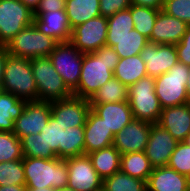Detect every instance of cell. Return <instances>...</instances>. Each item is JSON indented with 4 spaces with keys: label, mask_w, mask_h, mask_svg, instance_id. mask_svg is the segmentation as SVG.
I'll return each mask as SVG.
<instances>
[{
    "label": "cell",
    "mask_w": 190,
    "mask_h": 191,
    "mask_svg": "<svg viewBox=\"0 0 190 191\" xmlns=\"http://www.w3.org/2000/svg\"><path fill=\"white\" fill-rule=\"evenodd\" d=\"M158 124L178 142H184L190 133V103L163 108Z\"/></svg>",
    "instance_id": "20"
},
{
    "label": "cell",
    "mask_w": 190,
    "mask_h": 191,
    "mask_svg": "<svg viewBox=\"0 0 190 191\" xmlns=\"http://www.w3.org/2000/svg\"><path fill=\"white\" fill-rule=\"evenodd\" d=\"M26 102L9 92L0 90V131H14V121L22 114Z\"/></svg>",
    "instance_id": "26"
},
{
    "label": "cell",
    "mask_w": 190,
    "mask_h": 191,
    "mask_svg": "<svg viewBox=\"0 0 190 191\" xmlns=\"http://www.w3.org/2000/svg\"><path fill=\"white\" fill-rule=\"evenodd\" d=\"M8 51L6 45H0V90L2 89L4 66L7 59Z\"/></svg>",
    "instance_id": "44"
},
{
    "label": "cell",
    "mask_w": 190,
    "mask_h": 191,
    "mask_svg": "<svg viewBox=\"0 0 190 191\" xmlns=\"http://www.w3.org/2000/svg\"><path fill=\"white\" fill-rule=\"evenodd\" d=\"M128 101V87L115 77L101 86L89 99L90 104Z\"/></svg>",
    "instance_id": "30"
},
{
    "label": "cell",
    "mask_w": 190,
    "mask_h": 191,
    "mask_svg": "<svg viewBox=\"0 0 190 191\" xmlns=\"http://www.w3.org/2000/svg\"><path fill=\"white\" fill-rule=\"evenodd\" d=\"M107 30V17H95L73 28L70 42L81 53H92L106 45Z\"/></svg>",
    "instance_id": "10"
},
{
    "label": "cell",
    "mask_w": 190,
    "mask_h": 191,
    "mask_svg": "<svg viewBox=\"0 0 190 191\" xmlns=\"http://www.w3.org/2000/svg\"><path fill=\"white\" fill-rule=\"evenodd\" d=\"M30 65L37 86L38 100L52 102L73 96L49 57L32 58Z\"/></svg>",
    "instance_id": "5"
},
{
    "label": "cell",
    "mask_w": 190,
    "mask_h": 191,
    "mask_svg": "<svg viewBox=\"0 0 190 191\" xmlns=\"http://www.w3.org/2000/svg\"><path fill=\"white\" fill-rule=\"evenodd\" d=\"M128 9L131 11L134 29L149 40L160 9L133 4Z\"/></svg>",
    "instance_id": "31"
},
{
    "label": "cell",
    "mask_w": 190,
    "mask_h": 191,
    "mask_svg": "<svg viewBox=\"0 0 190 191\" xmlns=\"http://www.w3.org/2000/svg\"><path fill=\"white\" fill-rule=\"evenodd\" d=\"M99 0H66L65 12L71 30L90 19L100 16Z\"/></svg>",
    "instance_id": "25"
},
{
    "label": "cell",
    "mask_w": 190,
    "mask_h": 191,
    "mask_svg": "<svg viewBox=\"0 0 190 191\" xmlns=\"http://www.w3.org/2000/svg\"><path fill=\"white\" fill-rule=\"evenodd\" d=\"M108 30L106 36H123L134 29L131 11L129 9L119 11L107 17Z\"/></svg>",
    "instance_id": "36"
},
{
    "label": "cell",
    "mask_w": 190,
    "mask_h": 191,
    "mask_svg": "<svg viewBox=\"0 0 190 191\" xmlns=\"http://www.w3.org/2000/svg\"><path fill=\"white\" fill-rule=\"evenodd\" d=\"M165 0H131L133 5L162 9Z\"/></svg>",
    "instance_id": "43"
},
{
    "label": "cell",
    "mask_w": 190,
    "mask_h": 191,
    "mask_svg": "<svg viewBox=\"0 0 190 191\" xmlns=\"http://www.w3.org/2000/svg\"><path fill=\"white\" fill-rule=\"evenodd\" d=\"M26 191H56L54 188L27 189Z\"/></svg>",
    "instance_id": "48"
},
{
    "label": "cell",
    "mask_w": 190,
    "mask_h": 191,
    "mask_svg": "<svg viewBox=\"0 0 190 191\" xmlns=\"http://www.w3.org/2000/svg\"><path fill=\"white\" fill-rule=\"evenodd\" d=\"M63 130L56 119L51 115L49 122L42 129L45 141H46V152H54L59 158V145H62Z\"/></svg>",
    "instance_id": "37"
},
{
    "label": "cell",
    "mask_w": 190,
    "mask_h": 191,
    "mask_svg": "<svg viewBox=\"0 0 190 191\" xmlns=\"http://www.w3.org/2000/svg\"><path fill=\"white\" fill-rule=\"evenodd\" d=\"M51 116V102L27 101L22 114L14 121L13 133L21 140L24 136L42 132Z\"/></svg>",
    "instance_id": "11"
},
{
    "label": "cell",
    "mask_w": 190,
    "mask_h": 191,
    "mask_svg": "<svg viewBox=\"0 0 190 191\" xmlns=\"http://www.w3.org/2000/svg\"><path fill=\"white\" fill-rule=\"evenodd\" d=\"M67 87L73 91L79 83L84 53L71 42L58 43L48 56Z\"/></svg>",
    "instance_id": "9"
},
{
    "label": "cell",
    "mask_w": 190,
    "mask_h": 191,
    "mask_svg": "<svg viewBox=\"0 0 190 191\" xmlns=\"http://www.w3.org/2000/svg\"><path fill=\"white\" fill-rule=\"evenodd\" d=\"M114 136L103 119L90 109L84 125L85 155L113 145Z\"/></svg>",
    "instance_id": "19"
},
{
    "label": "cell",
    "mask_w": 190,
    "mask_h": 191,
    "mask_svg": "<svg viewBox=\"0 0 190 191\" xmlns=\"http://www.w3.org/2000/svg\"><path fill=\"white\" fill-rule=\"evenodd\" d=\"M147 43L148 39L135 29L123 36H106V45L111 46L119 58L139 55Z\"/></svg>",
    "instance_id": "23"
},
{
    "label": "cell",
    "mask_w": 190,
    "mask_h": 191,
    "mask_svg": "<svg viewBox=\"0 0 190 191\" xmlns=\"http://www.w3.org/2000/svg\"><path fill=\"white\" fill-rule=\"evenodd\" d=\"M178 141L158 123L151 124L145 154L153 168L167 166Z\"/></svg>",
    "instance_id": "14"
},
{
    "label": "cell",
    "mask_w": 190,
    "mask_h": 191,
    "mask_svg": "<svg viewBox=\"0 0 190 191\" xmlns=\"http://www.w3.org/2000/svg\"><path fill=\"white\" fill-rule=\"evenodd\" d=\"M140 56L145 62L147 76L158 77L167 73L178 62V53L175 45H158L148 42Z\"/></svg>",
    "instance_id": "15"
},
{
    "label": "cell",
    "mask_w": 190,
    "mask_h": 191,
    "mask_svg": "<svg viewBox=\"0 0 190 191\" xmlns=\"http://www.w3.org/2000/svg\"><path fill=\"white\" fill-rule=\"evenodd\" d=\"M82 155H85L84 126L65 128L62 145H59V158L65 160Z\"/></svg>",
    "instance_id": "29"
},
{
    "label": "cell",
    "mask_w": 190,
    "mask_h": 191,
    "mask_svg": "<svg viewBox=\"0 0 190 191\" xmlns=\"http://www.w3.org/2000/svg\"><path fill=\"white\" fill-rule=\"evenodd\" d=\"M58 42L34 24L17 33L6 45L9 55L21 58L48 57Z\"/></svg>",
    "instance_id": "7"
},
{
    "label": "cell",
    "mask_w": 190,
    "mask_h": 191,
    "mask_svg": "<svg viewBox=\"0 0 190 191\" xmlns=\"http://www.w3.org/2000/svg\"><path fill=\"white\" fill-rule=\"evenodd\" d=\"M34 12L20 0H0V45L33 24Z\"/></svg>",
    "instance_id": "8"
},
{
    "label": "cell",
    "mask_w": 190,
    "mask_h": 191,
    "mask_svg": "<svg viewBox=\"0 0 190 191\" xmlns=\"http://www.w3.org/2000/svg\"><path fill=\"white\" fill-rule=\"evenodd\" d=\"M68 168V187L75 191H97L103 180L95 171L88 155L65 159Z\"/></svg>",
    "instance_id": "12"
},
{
    "label": "cell",
    "mask_w": 190,
    "mask_h": 191,
    "mask_svg": "<svg viewBox=\"0 0 190 191\" xmlns=\"http://www.w3.org/2000/svg\"><path fill=\"white\" fill-rule=\"evenodd\" d=\"M186 92L188 97V103H190V70H189L188 80L186 84Z\"/></svg>",
    "instance_id": "47"
},
{
    "label": "cell",
    "mask_w": 190,
    "mask_h": 191,
    "mask_svg": "<svg viewBox=\"0 0 190 191\" xmlns=\"http://www.w3.org/2000/svg\"><path fill=\"white\" fill-rule=\"evenodd\" d=\"M162 10L190 26V0H165Z\"/></svg>",
    "instance_id": "39"
},
{
    "label": "cell",
    "mask_w": 190,
    "mask_h": 191,
    "mask_svg": "<svg viewBox=\"0 0 190 191\" xmlns=\"http://www.w3.org/2000/svg\"><path fill=\"white\" fill-rule=\"evenodd\" d=\"M66 0H41L34 13H46L56 10H65Z\"/></svg>",
    "instance_id": "42"
},
{
    "label": "cell",
    "mask_w": 190,
    "mask_h": 191,
    "mask_svg": "<svg viewBox=\"0 0 190 191\" xmlns=\"http://www.w3.org/2000/svg\"><path fill=\"white\" fill-rule=\"evenodd\" d=\"M87 155L102 180L120 171L121 154L113 145Z\"/></svg>",
    "instance_id": "24"
},
{
    "label": "cell",
    "mask_w": 190,
    "mask_h": 191,
    "mask_svg": "<svg viewBox=\"0 0 190 191\" xmlns=\"http://www.w3.org/2000/svg\"><path fill=\"white\" fill-rule=\"evenodd\" d=\"M56 191H75V190H73L72 188L66 186V187H63V188L56 189Z\"/></svg>",
    "instance_id": "49"
},
{
    "label": "cell",
    "mask_w": 190,
    "mask_h": 191,
    "mask_svg": "<svg viewBox=\"0 0 190 191\" xmlns=\"http://www.w3.org/2000/svg\"><path fill=\"white\" fill-rule=\"evenodd\" d=\"M91 109L89 100L72 96L51 102V115L62 127L84 126Z\"/></svg>",
    "instance_id": "13"
},
{
    "label": "cell",
    "mask_w": 190,
    "mask_h": 191,
    "mask_svg": "<svg viewBox=\"0 0 190 191\" xmlns=\"http://www.w3.org/2000/svg\"><path fill=\"white\" fill-rule=\"evenodd\" d=\"M33 24L58 43L70 42L72 30L65 10L34 13Z\"/></svg>",
    "instance_id": "18"
},
{
    "label": "cell",
    "mask_w": 190,
    "mask_h": 191,
    "mask_svg": "<svg viewBox=\"0 0 190 191\" xmlns=\"http://www.w3.org/2000/svg\"><path fill=\"white\" fill-rule=\"evenodd\" d=\"M33 12L38 8L41 0H20Z\"/></svg>",
    "instance_id": "46"
},
{
    "label": "cell",
    "mask_w": 190,
    "mask_h": 191,
    "mask_svg": "<svg viewBox=\"0 0 190 191\" xmlns=\"http://www.w3.org/2000/svg\"><path fill=\"white\" fill-rule=\"evenodd\" d=\"M90 106L103 119V122L114 135L134 119L128 101L90 104Z\"/></svg>",
    "instance_id": "21"
},
{
    "label": "cell",
    "mask_w": 190,
    "mask_h": 191,
    "mask_svg": "<svg viewBox=\"0 0 190 191\" xmlns=\"http://www.w3.org/2000/svg\"><path fill=\"white\" fill-rule=\"evenodd\" d=\"M178 61L190 67V26L176 45Z\"/></svg>",
    "instance_id": "41"
},
{
    "label": "cell",
    "mask_w": 190,
    "mask_h": 191,
    "mask_svg": "<svg viewBox=\"0 0 190 191\" xmlns=\"http://www.w3.org/2000/svg\"><path fill=\"white\" fill-rule=\"evenodd\" d=\"M23 158L21 140L13 132L0 131V162Z\"/></svg>",
    "instance_id": "34"
},
{
    "label": "cell",
    "mask_w": 190,
    "mask_h": 191,
    "mask_svg": "<svg viewBox=\"0 0 190 191\" xmlns=\"http://www.w3.org/2000/svg\"><path fill=\"white\" fill-rule=\"evenodd\" d=\"M105 191H147L146 181L131 177L121 170L103 180Z\"/></svg>",
    "instance_id": "32"
},
{
    "label": "cell",
    "mask_w": 190,
    "mask_h": 191,
    "mask_svg": "<svg viewBox=\"0 0 190 191\" xmlns=\"http://www.w3.org/2000/svg\"><path fill=\"white\" fill-rule=\"evenodd\" d=\"M113 75L122 84L129 87L147 76L145 62L140 54L132 57L120 58Z\"/></svg>",
    "instance_id": "27"
},
{
    "label": "cell",
    "mask_w": 190,
    "mask_h": 191,
    "mask_svg": "<svg viewBox=\"0 0 190 191\" xmlns=\"http://www.w3.org/2000/svg\"><path fill=\"white\" fill-rule=\"evenodd\" d=\"M184 142L190 146V133L186 136Z\"/></svg>",
    "instance_id": "50"
},
{
    "label": "cell",
    "mask_w": 190,
    "mask_h": 191,
    "mask_svg": "<svg viewBox=\"0 0 190 191\" xmlns=\"http://www.w3.org/2000/svg\"><path fill=\"white\" fill-rule=\"evenodd\" d=\"M128 102L134 119L158 123L162 106L155 93V78L146 76L128 87Z\"/></svg>",
    "instance_id": "4"
},
{
    "label": "cell",
    "mask_w": 190,
    "mask_h": 191,
    "mask_svg": "<svg viewBox=\"0 0 190 191\" xmlns=\"http://www.w3.org/2000/svg\"><path fill=\"white\" fill-rule=\"evenodd\" d=\"M180 174L190 175V146L185 142H178L175 150L171 154L167 165Z\"/></svg>",
    "instance_id": "38"
},
{
    "label": "cell",
    "mask_w": 190,
    "mask_h": 191,
    "mask_svg": "<svg viewBox=\"0 0 190 191\" xmlns=\"http://www.w3.org/2000/svg\"><path fill=\"white\" fill-rule=\"evenodd\" d=\"M190 67L177 62L167 73L155 78V93L162 108L188 103L186 84Z\"/></svg>",
    "instance_id": "6"
},
{
    "label": "cell",
    "mask_w": 190,
    "mask_h": 191,
    "mask_svg": "<svg viewBox=\"0 0 190 191\" xmlns=\"http://www.w3.org/2000/svg\"><path fill=\"white\" fill-rule=\"evenodd\" d=\"M188 176L168 166L153 168L146 181L147 191H188Z\"/></svg>",
    "instance_id": "22"
},
{
    "label": "cell",
    "mask_w": 190,
    "mask_h": 191,
    "mask_svg": "<svg viewBox=\"0 0 190 191\" xmlns=\"http://www.w3.org/2000/svg\"><path fill=\"white\" fill-rule=\"evenodd\" d=\"M119 55L111 46L104 45L92 53H85L78 86L73 96L90 99L107 81L114 77L113 71Z\"/></svg>",
    "instance_id": "1"
},
{
    "label": "cell",
    "mask_w": 190,
    "mask_h": 191,
    "mask_svg": "<svg viewBox=\"0 0 190 191\" xmlns=\"http://www.w3.org/2000/svg\"><path fill=\"white\" fill-rule=\"evenodd\" d=\"M151 123L132 119L114 136L113 146L120 154L142 152L146 149Z\"/></svg>",
    "instance_id": "16"
},
{
    "label": "cell",
    "mask_w": 190,
    "mask_h": 191,
    "mask_svg": "<svg viewBox=\"0 0 190 191\" xmlns=\"http://www.w3.org/2000/svg\"><path fill=\"white\" fill-rule=\"evenodd\" d=\"M100 16L109 17L119 11L128 9L132 3L131 0H99Z\"/></svg>",
    "instance_id": "40"
},
{
    "label": "cell",
    "mask_w": 190,
    "mask_h": 191,
    "mask_svg": "<svg viewBox=\"0 0 190 191\" xmlns=\"http://www.w3.org/2000/svg\"><path fill=\"white\" fill-rule=\"evenodd\" d=\"M188 27L189 25L186 22L168 15L161 9L158 12L157 19L148 42L158 45H176L181 41Z\"/></svg>",
    "instance_id": "17"
},
{
    "label": "cell",
    "mask_w": 190,
    "mask_h": 191,
    "mask_svg": "<svg viewBox=\"0 0 190 191\" xmlns=\"http://www.w3.org/2000/svg\"><path fill=\"white\" fill-rule=\"evenodd\" d=\"M1 90L9 92L22 100H38L37 86L30 59L7 55Z\"/></svg>",
    "instance_id": "3"
},
{
    "label": "cell",
    "mask_w": 190,
    "mask_h": 191,
    "mask_svg": "<svg viewBox=\"0 0 190 191\" xmlns=\"http://www.w3.org/2000/svg\"><path fill=\"white\" fill-rule=\"evenodd\" d=\"M21 144L24 157L45 159L57 158L54 152H46V141L43 132L36 135L30 134L24 136L21 139Z\"/></svg>",
    "instance_id": "33"
},
{
    "label": "cell",
    "mask_w": 190,
    "mask_h": 191,
    "mask_svg": "<svg viewBox=\"0 0 190 191\" xmlns=\"http://www.w3.org/2000/svg\"><path fill=\"white\" fill-rule=\"evenodd\" d=\"M23 160L0 162V186L25 185Z\"/></svg>",
    "instance_id": "35"
},
{
    "label": "cell",
    "mask_w": 190,
    "mask_h": 191,
    "mask_svg": "<svg viewBox=\"0 0 190 191\" xmlns=\"http://www.w3.org/2000/svg\"><path fill=\"white\" fill-rule=\"evenodd\" d=\"M120 170L131 177L147 181L153 167L145 151H142L122 154Z\"/></svg>",
    "instance_id": "28"
},
{
    "label": "cell",
    "mask_w": 190,
    "mask_h": 191,
    "mask_svg": "<svg viewBox=\"0 0 190 191\" xmlns=\"http://www.w3.org/2000/svg\"><path fill=\"white\" fill-rule=\"evenodd\" d=\"M27 187L25 185H7L0 186V191H26Z\"/></svg>",
    "instance_id": "45"
},
{
    "label": "cell",
    "mask_w": 190,
    "mask_h": 191,
    "mask_svg": "<svg viewBox=\"0 0 190 191\" xmlns=\"http://www.w3.org/2000/svg\"><path fill=\"white\" fill-rule=\"evenodd\" d=\"M97 191H105L104 188L102 187L101 189L97 190Z\"/></svg>",
    "instance_id": "51"
},
{
    "label": "cell",
    "mask_w": 190,
    "mask_h": 191,
    "mask_svg": "<svg viewBox=\"0 0 190 191\" xmlns=\"http://www.w3.org/2000/svg\"><path fill=\"white\" fill-rule=\"evenodd\" d=\"M25 186L27 189L54 188L68 185L66 160L24 157Z\"/></svg>",
    "instance_id": "2"
}]
</instances>
